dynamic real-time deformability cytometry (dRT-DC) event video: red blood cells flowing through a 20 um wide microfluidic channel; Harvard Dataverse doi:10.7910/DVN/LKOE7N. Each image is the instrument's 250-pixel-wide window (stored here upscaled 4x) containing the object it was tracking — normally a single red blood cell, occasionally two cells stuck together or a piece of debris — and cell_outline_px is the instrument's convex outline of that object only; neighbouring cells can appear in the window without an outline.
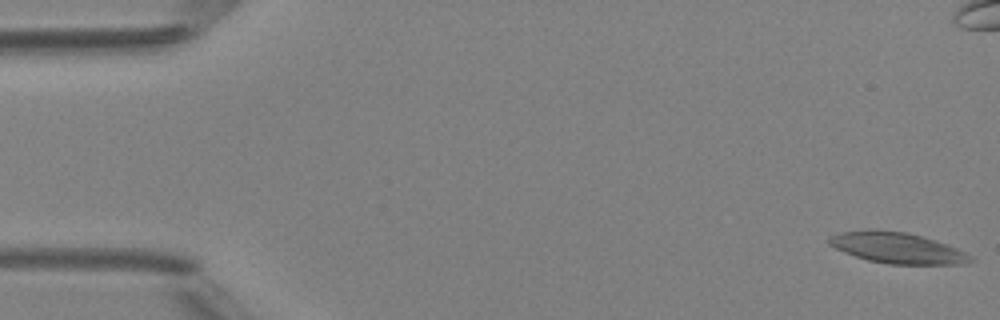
{"species": "Egyptian fruit bat (a non-hibernating species)", "species_latin": "Rousettus aegyptiacus", "temperature_condition": "room temperature", "stored_images_in_passage": 11, "camera_frame_rate_fps": 3000, "um_per_image_px": 0.085, "animal": {"sex": "female"}, "frame": {"image": 1, "passage_image": 1, "time_ms": 0.0, "image_size_px": [1000, 320], "cell_outline_px": [[976, 260], [960, 264], [888, 264], [868, 260], [844, 252], [828, 244], [828, 236], [840, 232], [872, 228], [876, 228], [908, 232], [936, 240], [948, 244], [972, 256]], "centroid_in_image_um": [76.24, 21.05], "position_along_channel_um": 8.8, "area_um2": 25.78}}